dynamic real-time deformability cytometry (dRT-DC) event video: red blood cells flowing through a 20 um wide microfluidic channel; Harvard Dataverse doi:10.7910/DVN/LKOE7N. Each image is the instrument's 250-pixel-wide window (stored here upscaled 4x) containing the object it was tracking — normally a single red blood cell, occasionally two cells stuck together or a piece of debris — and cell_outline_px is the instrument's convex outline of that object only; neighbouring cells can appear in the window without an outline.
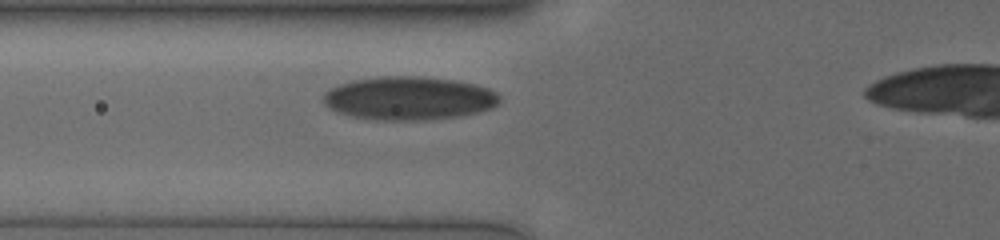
{"species": "human", "species_latin": "Homo sapiens", "temperature_condition": "cold", "stored_images_in_passage": 14, "camera_frame_rate_fps": 3000, "um_per_image_px": 0.085, "donor": {"sex": "male"}, "frame": {"image": 1, "passage_image": 8, "time_ms": 2.333, "image_size_px": [1000, 240], "cell_outline_px": [[500, 100], [492, 108], [476, 112], [456, 116], [416, 120], [384, 120], [352, 116], [340, 112], [324, 104], [324, 92], [340, 84], [352, 80], [380, 76], [416, 76], [456, 80], [476, 84], [488, 88], [496, 92], [500, 96]], "centroid_in_image_um": [34.78, 8.33], "position_along_channel_um": 91.0, "area_um2": 44.1}}
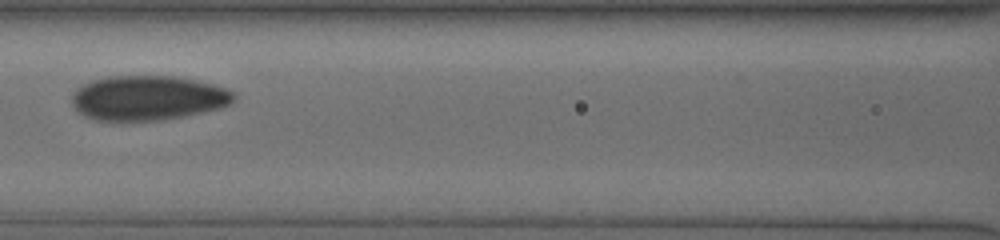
{"frame": {"image": 2, "passage_image": 12, "time_ms": 3.667, "image_size_px": [1000, 240], "cell_outline_px": [[236, 96], [228, 104], [220, 108], [184, 116], [160, 120], [96, 120], [84, 116], [72, 104], [72, 92], [80, 84], [92, 80], [108, 76], [176, 76], [196, 80], [212, 84], [224, 88], [232, 92]], "centroid_in_image_um": [12.52, 8.31], "position_along_channel_um": 154.1, "area_um2": 42.08}}